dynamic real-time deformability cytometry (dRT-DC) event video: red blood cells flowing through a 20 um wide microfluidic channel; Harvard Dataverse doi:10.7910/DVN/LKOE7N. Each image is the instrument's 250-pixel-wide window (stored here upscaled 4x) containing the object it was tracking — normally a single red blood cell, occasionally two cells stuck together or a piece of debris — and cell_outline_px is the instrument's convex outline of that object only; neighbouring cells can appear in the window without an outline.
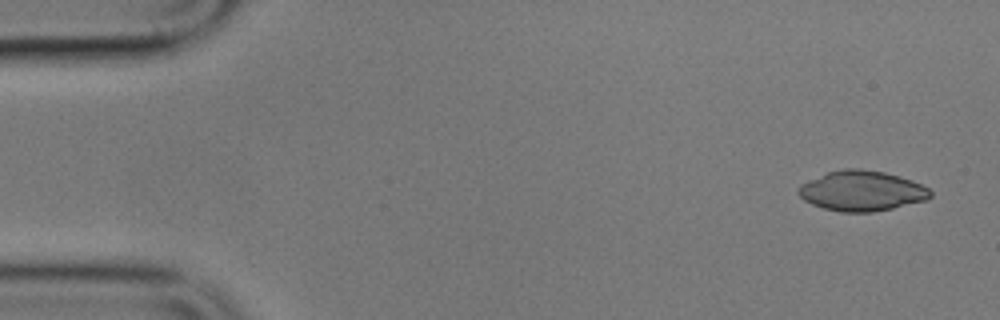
{"species": "common noctule bat (a hibernating species)", "species_latin": "Nyctalus noctula", "temperature_condition": "cold", "stored_images_in_passage": 5, "camera_frame_rate_fps": 3000, "um_per_image_px": 0.085, "animal": {"sex": "male", "body_mass_g": 17.9}, "frame": {"image": 1, "passage_image": 1, "time_ms": 0.0, "image_size_px": [1000, 320], "cell_outline_px": [[932, 196], [928, 200], [892, 208], [872, 212], [840, 212], [824, 208], [812, 204], [804, 200], [796, 192], [796, 188], [800, 184], [808, 180], [828, 172], [844, 168], [860, 168], [884, 172], [912, 180], [928, 188], [932, 192]], "centroid_in_image_um": [73.23, 16.22], "position_along_channel_um": 11.8, "area_um2": 31.04}}